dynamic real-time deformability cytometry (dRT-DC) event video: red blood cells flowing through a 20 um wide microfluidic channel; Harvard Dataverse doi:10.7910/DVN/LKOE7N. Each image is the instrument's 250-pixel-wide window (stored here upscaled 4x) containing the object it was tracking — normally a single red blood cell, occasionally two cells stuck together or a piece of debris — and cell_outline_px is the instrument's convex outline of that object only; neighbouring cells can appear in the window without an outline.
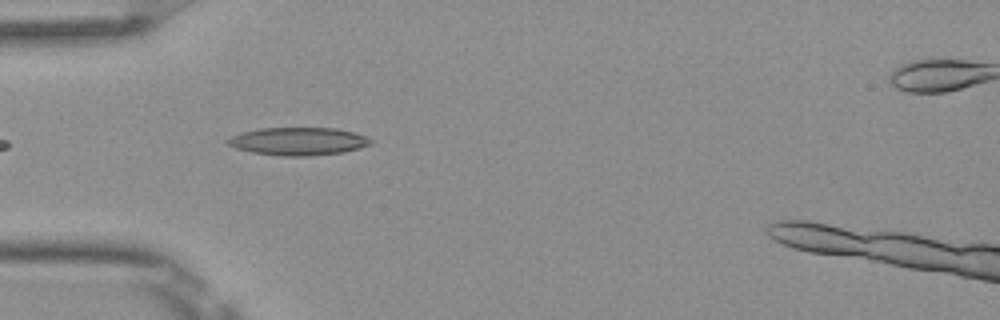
{"species": "Egyptian fruit bat (a non-hibernating species)", "species_latin": "Rousettus aegyptiacus", "temperature_condition": "room temperature", "stored_images_in_passage": 39, "camera_frame_rate_fps": 3000, "um_per_image_px": 0.085, "frame": {"image": 1, "passage_image": 3, "time_ms": 0.667, "image_size_px": [1000, 320], "cell_outline_px": [[372, 144], [360, 148], [344, 152], [308, 156], [280, 156], [252, 152], [236, 148], [228, 144], [224, 140], [240, 132], [260, 128], [336, 128], [368, 136], [372, 140]], "centroid_in_image_um": [25.35, 12.01], "position_along_channel_um": 59.6, "area_um2": 23.35}}
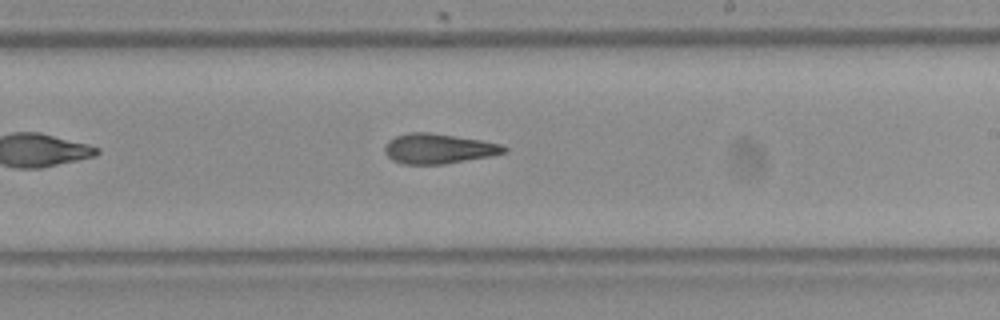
{"frame": {"image": 2, "passage_image": 18, "time_ms": 5.667, "image_size_px": [1000, 320], "cell_outline_px": [[508, 152], [488, 156], [444, 164], [400, 164], [392, 160], [384, 152], [384, 144], [388, 140], [396, 136], [408, 132], [428, 132], [480, 140], [500, 144], [508, 148]], "centroid_in_image_um": [37.21, 12.63], "position_along_channel_um": 251.8, "area_um2": 20.81}}
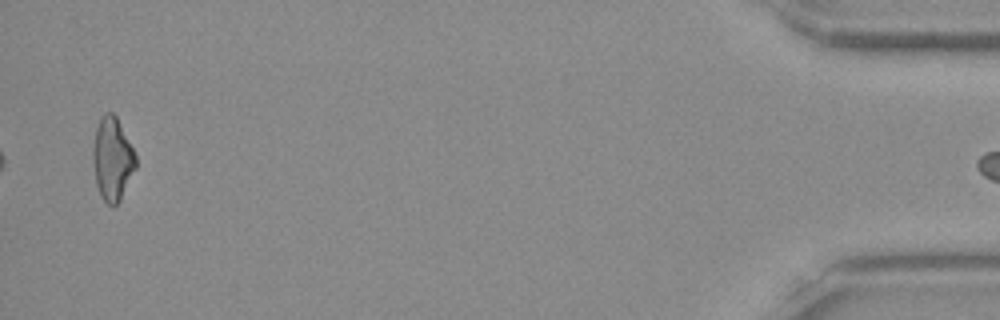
{"frame": {"image": 3, "passage_image": 38, "time_ms": 12.333, "image_size_px": [1000, 320], "cell_outline_px": [[136, 168], [120, 200], [116, 204], [108, 204], [100, 196], [96, 184], [92, 164], [92, 144], [96, 128], [100, 116], [104, 112], [112, 112], [116, 116], [136, 156]], "centroid_in_image_um": [9.52, 13.49], "position_along_channel_um": 425.7, "area_um2": 20.81}}